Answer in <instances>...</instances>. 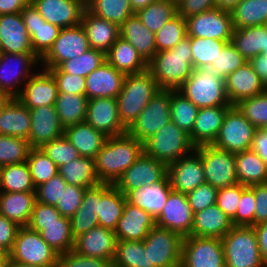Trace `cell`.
Returning <instances> with one entry per match:
<instances>
[{
  "mask_svg": "<svg viewBox=\"0 0 267 267\" xmlns=\"http://www.w3.org/2000/svg\"><path fill=\"white\" fill-rule=\"evenodd\" d=\"M112 264L116 267H149L143 241L118 240Z\"/></svg>",
  "mask_w": 267,
  "mask_h": 267,
  "instance_id": "50",
  "label": "cell"
},
{
  "mask_svg": "<svg viewBox=\"0 0 267 267\" xmlns=\"http://www.w3.org/2000/svg\"><path fill=\"white\" fill-rule=\"evenodd\" d=\"M125 74L117 71L111 64L105 61L100 67L92 71L86 81V97L115 98L122 90Z\"/></svg>",
  "mask_w": 267,
  "mask_h": 267,
  "instance_id": "27",
  "label": "cell"
},
{
  "mask_svg": "<svg viewBox=\"0 0 267 267\" xmlns=\"http://www.w3.org/2000/svg\"><path fill=\"white\" fill-rule=\"evenodd\" d=\"M250 150L257 153L259 157L267 164V130L257 128Z\"/></svg>",
  "mask_w": 267,
  "mask_h": 267,
  "instance_id": "70",
  "label": "cell"
},
{
  "mask_svg": "<svg viewBox=\"0 0 267 267\" xmlns=\"http://www.w3.org/2000/svg\"><path fill=\"white\" fill-rule=\"evenodd\" d=\"M190 136L172 120L143 142V153L169 165L195 150Z\"/></svg>",
  "mask_w": 267,
  "mask_h": 267,
  "instance_id": "6",
  "label": "cell"
},
{
  "mask_svg": "<svg viewBox=\"0 0 267 267\" xmlns=\"http://www.w3.org/2000/svg\"><path fill=\"white\" fill-rule=\"evenodd\" d=\"M231 43L249 62L267 50V25L234 29Z\"/></svg>",
  "mask_w": 267,
  "mask_h": 267,
  "instance_id": "40",
  "label": "cell"
},
{
  "mask_svg": "<svg viewBox=\"0 0 267 267\" xmlns=\"http://www.w3.org/2000/svg\"><path fill=\"white\" fill-rule=\"evenodd\" d=\"M90 48L106 54L120 37L119 26L84 10L81 20Z\"/></svg>",
  "mask_w": 267,
  "mask_h": 267,
  "instance_id": "31",
  "label": "cell"
},
{
  "mask_svg": "<svg viewBox=\"0 0 267 267\" xmlns=\"http://www.w3.org/2000/svg\"><path fill=\"white\" fill-rule=\"evenodd\" d=\"M256 130L257 128L233 105L227 111L212 145L234 154L250 150Z\"/></svg>",
  "mask_w": 267,
  "mask_h": 267,
  "instance_id": "9",
  "label": "cell"
},
{
  "mask_svg": "<svg viewBox=\"0 0 267 267\" xmlns=\"http://www.w3.org/2000/svg\"><path fill=\"white\" fill-rule=\"evenodd\" d=\"M190 36L171 50L157 52L148 64V70L159 89L178 90L193 71Z\"/></svg>",
  "mask_w": 267,
  "mask_h": 267,
  "instance_id": "2",
  "label": "cell"
},
{
  "mask_svg": "<svg viewBox=\"0 0 267 267\" xmlns=\"http://www.w3.org/2000/svg\"><path fill=\"white\" fill-rule=\"evenodd\" d=\"M253 227L257 236L261 257L267 265V220Z\"/></svg>",
  "mask_w": 267,
  "mask_h": 267,
  "instance_id": "72",
  "label": "cell"
},
{
  "mask_svg": "<svg viewBox=\"0 0 267 267\" xmlns=\"http://www.w3.org/2000/svg\"><path fill=\"white\" fill-rule=\"evenodd\" d=\"M135 14L144 26L156 34L177 14L176 0H156Z\"/></svg>",
  "mask_w": 267,
  "mask_h": 267,
  "instance_id": "47",
  "label": "cell"
},
{
  "mask_svg": "<svg viewBox=\"0 0 267 267\" xmlns=\"http://www.w3.org/2000/svg\"><path fill=\"white\" fill-rule=\"evenodd\" d=\"M87 104L86 95L58 93L55 108L64 129L85 122Z\"/></svg>",
  "mask_w": 267,
  "mask_h": 267,
  "instance_id": "43",
  "label": "cell"
},
{
  "mask_svg": "<svg viewBox=\"0 0 267 267\" xmlns=\"http://www.w3.org/2000/svg\"><path fill=\"white\" fill-rule=\"evenodd\" d=\"M101 200V183L95 187L87 188L83 196L80 208L97 212L98 201Z\"/></svg>",
  "mask_w": 267,
  "mask_h": 267,
  "instance_id": "71",
  "label": "cell"
},
{
  "mask_svg": "<svg viewBox=\"0 0 267 267\" xmlns=\"http://www.w3.org/2000/svg\"><path fill=\"white\" fill-rule=\"evenodd\" d=\"M20 226L0 214V249L11 251Z\"/></svg>",
  "mask_w": 267,
  "mask_h": 267,
  "instance_id": "68",
  "label": "cell"
},
{
  "mask_svg": "<svg viewBox=\"0 0 267 267\" xmlns=\"http://www.w3.org/2000/svg\"><path fill=\"white\" fill-rule=\"evenodd\" d=\"M195 151L202 158L206 183L217 189L238 183L234 153L213 145L198 146Z\"/></svg>",
  "mask_w": 267,
  "mask_h": 267,
  "instance_id": "10",
  "label": "cell"
},
{
  "mask_svg": "<svg viewBox=\"0 0 267 267\" xmlns=\"http://www.w3.org/2000/svg\"><path fill=\"white\" fill-rule=\"evenodd\" d=\"M241 198V184L236 183L217 191L216 204L231 219L236 215Z\"/></svg>",
  "mask_w": 267,
  "mask_h": 267,
  "instance_id": "62",
  "label": "cell"
},
{
  "mask_svg": "<svg viewBox=\"0 0 267 267\" xmlns=\"http://www.w3.org/2000/svg\"><path fill=\"white\" fill-rule=\"evenodd\" d=\"M9 261V253L0 249V267H8Z\"/></svg>",
  "mask_w": 267,
  "mask_h": 267,
  "instance_id": "77",
  "label": "cell"
},
{
  "mask_svg": "<svg viewBox=\"0 0 267 267\" xmlns=\"http://www.w3.org/2000/svg\"><path fill=\"white\" fill-rule=\"evenodd\" d=\"M221 242L225 267H267L253 226H233Z\"/></svg>",
  "mask_w": 267,
  "mask_h": 267,
  "instance_id": "5",
  "label": "cell"
},
{
  "mask_svg": "<svg viewBox=\"0 0 267 267\" xmlns=\"http://www.w3.org/2000/svg\"><path fill=\"white\" fill-rule=\"evenodd\" d=\"M168 177L172 190L188 194L206 183L202 158L195 150L180 157L168 165Z\"/></svg>",
  "mask_w": 267,
  "mask_h": 267,
  "instance_id": "18",
  "label": "cell"
},
{
  "mask_svg": "<svg viewBox=\"0 0 267 267\" xmlns=\"http://www.w3.org/2000/svg\"><path fill=\"white\" fill-rule=\"evenodd\" d=\"M159 90L156 80L148 69L125 76L122 90L116 100L120 121L127 130Z\"/></svg>",
  "mask_w": 267,
  "mask_h": 267,
  "instance_id": "3",
  "label": "cell"
},
{
  "mask_svg": "<svg viewBox=\"0 0 267 267\" xmlns=\"http://www.w3.org/2000/svg\"><path fill=\"white\" fill-rule=\"evenodd\" d=\"M232 227L231 218L214 204L194 213L191 235L222 239Z\"/></svg>",
  "mask_w": 267,
  "mask_h": 267,
  "instance_id": "32",
  "label": "cell"
},
{
  "mask_svg": "<svg viewBox=\"0 0 267 267\" xmlns=\"http://www.w3.org/2000/svg\"><path fill=\"white\" fill-rule=\"evenodd\" d=\"M0 53L34 54L20 13L0 15Z\"/></svg>",
  "mask_w": 267,
  "mask_h": 267,
  "instance_id": "25",
  "label": "cell"
},
{
  "mask_svg": "<svg viewBox=\"0 0 267 267\" xmlns=\"http://www.w3.org/2000/svg\"><path fill=\"white\" fill-rule=\"evenodd\" d=\"M119 32L120 37L130 42L148 65L157 53L155 34L143 25L136 14L130 16L119 27Z\"/></svg>",
  "mask_w": 267,
  "mask_h": 267,
  "instance_id": "33",
  "label": "cell"
},
{
  "mask_svg": "<svg viewBox=\"0 0 267 267\" xmlns=\"http://www.w3.org/2000/svg\"><path fill=\"white\" fill-rule=\"evenodd\" d=\"M177 13L184 19L216 8L215 0H176Z\"/></svg>",
  "mask_w": 267,
  "mask_h": 267,
  "instance_id": "66",
  "label": "cell"
},
{
  "mask_svg": "<svg viewBox=\"0 0 267 267\" xmlns=\"http://www.w3.org/2000/svg\"><path fill=\"white\" fill-rule=\"evenodd\" d=\"M117 242V236L113 230L97 226L74 239L73 251L83 256L113 262Z\"/></svg>",
  "mask_w": 267,
  "mask_h": 267,
  "instance_id": "23",
  "label": "cell"
},
{
  "mask_svg": "<svg viewBox=\"0 0 267 267\" xmlns=\"http://www.w3.org/2000/svg\"><path fill=\"white\" fill-rule=\"evenodd\" d=\"M8 267H38V266L24 264V263L15 262V261H9Z\"/></svg>",
  "mask_w": 267,
  "mask_h": 267,
  "instance_id": "79",
  "label": "cell"
},
{
  "mask_svg": "<svg viewBox=\"0 0 267 267\" xmlns=\"http://www.w3.org/2000/svg\"><path fill=\"white\" fill-rule=\"evenodd\" d=\"M31 115L17 98H11L0 110V135L29 138Z\"/></svg>",
  "mask_w": 267,
  "mask_h": 267,
  "instance_id": "36",
  "label": "cell"
},
{
  "mask_svg": "<svg viewBox=\"0 0 267 267\" xmlns=\"http://www.w3.org/2000/svg\"><path fill=\"white\" fill-rule=\"evenodd\" d=\"M247 62L248 61L236 50L234 45L228 42L209 68L218 77L226 80L229 74L235 72Z\"/></svg>",
  "mask_w": 267,
  "mask_h": 267,
  "instance_id": "56",
  "label": "cell"
},
{
  "mask_svg": "<svg viewBox=\"0 0 267 267\" xmlns=\"http://www.w3.org/2000/svg\"><path fill=\"white\" fill-rule=\"evenodd\" d=\"M106 61L102 51L90 48L80 56L60 63L56 68H50L49 72H64L71 75L87 77Z\"/></svg>",
  "mask_w": 267,
  "mask_h": 267,
  "instance_id": "48",
  "label": "cell"
},
{
  "mask_svg": "<svg viewBox=\"0 0 267 267\" xmlns=\"http://www.w3.org/2000/svg\"><path fill=\"white\" fill-rule=\"evenodd\" d=\"M156 0H129L131 8L134 13L138 10L147 7L149 4L153 3Z\"/></svg>",
  "mask_w": 267,
  "mask_h": 267,
  "instance_id": "76",
  "label": "cell"
},
{
  "mask_svg": "<svg viewBox=\"0 0 267 267\" xmlns=\"http://www.w3.org/2000/svg\"><path fill=\"white\" fill-rule=\"evenodd\" d=\"M230 13L234 29L267 25V0H242Z\"/></svg>",
  "mask_w": 267,
  "mask_h": 267,
  "instance_id": "44",
  "label": "cell"
},
{
  "mask_svg": "<svg viewBox=\"0 0 267 267\" xmlns=\"http://www.w3.org/2000/svg\"><path fill=\"white\" fill-rule=\"evenodd\" d=\"M184 237L155 226L143 240L148 250L149 267H180Z\"/></svg>",
  "mask_w": 267,
  "mask_h": 267,
  "instance_id": "8",
  "label": "cell"
},
{
  "mask_svg": "<svg viewBox=\"0 0 267 267\" xmlns=\"http://www.w3.org/2000/svg\"><path fill=\"white\" fill-rule=\"evenodd\" d=\"M105 58L117 71L125 75L141 73L148 69L135 47L121 37L111 46Z\"/></svg>",
  "mask_w": 267,
  "mask_h": 267,
  "instance_id": "38",
  "label": "cell"
},
{
  "mask_svg": "<svg viewBox=\"0 0 267 267\" xmlns=\"http://www.w3.org/2000/svg\"><path fill=\"white\" fill-rule=\"evenodd\" d=\"M57 84L58 93L86 95L85 77L64 72H50Z\"/></svg>",
  "mask_w": 267,
  "mask_h": 267,
  "instance_id": "64",
  "label": "cell"
},
{
  "mask_svg": "<svg viewBox=\"0 0 267 267\" xmlns=\"http://www.w3.org/2000/svg\"><path fill=\"white\" fill-rule=\"evenodd\" d=\"M242 0H215L216 8L232 11Z\"/></svg>",
  "mask_w": 267,
  "mask_h": 267,
  "instance_id": "75",
  "label": "cell"
},
{
  "mask_svg": "<svg viewBox=\"0 0 267 267\" xmlns=\"http://www.w3.org/2000/svg\"><path fill=\"white\" fill-rule=\"evenodd\" d=\"M61 213L56 206L42 204L36 201L29 224H51L56 223L61 218Z\"/></svg>",
  "mask_w": 267,
  "mask_h": 267,
  "instance_id": "67",
  "label": "cell"
},
{
  "mask_svg": "<svg viewBox=\"0 0 267 267\" xmlns=\"http://www.w3.org/2000/svg\"><path fill=\"white\" fill-rule=\"evenodd\" d=\"M10 99L11 97L7 93L0 90V110L9 102Z\"/></svg>",
  "mask_w": 267,
  "mask_h": 267,
  "instance_id": "78",
  "label": "cell"
},
{
  "mask_svg": "<svg viewBox=\"0 0 267 267\" xmlns=\"http://www.w3.org/2000/svg\"><path fill=\"white\" fill-rule=\"evenodd\" d=\"M232 106H213L199 108L194 128L189 135L195 147L212 145L223 124L227 111Z\"/></svg>",
  "mask_w": 267,
  "mask_h": 267,
  "instance_id": "29",
  "label": "cell"
},
{
  "mask_svg": "<svg viewBox=\"0 0 267 267\" xmlns=\"http://www.w3.org/2000/svg\"><path fill=\"white\" fill-rule=\"evenodd\" d=\"M238 183L252 186L267 183V164L251 150L235 154Z\"/></svg>",
  "mask_w": 267,
  "mask_h": 267,
  "instance_id": "42",
  "label": "cell"
},
{
  "mask_svg": "<svg viewBox=\"0 0 267 267\" xmlns=\"http://www.w3.org/2000/svg\"><path fill=\"white\" fill-rule=\"evenodd\" d=\"M20 14L31 37L33 52L41 60L53 47L60 28L45 21L31 2Z\"/></svg>",
  "mask_w": 267,
  "mask_h": 267,
  "instance_id": "21",
  "label": "cell"
},
{
  "mask_svg": "<svg viewBox=\"0 0 267 267\" xmlns=\"http://www.w3.org/2000/svg\"><path fill=\"white\" fill-rule=\"evenodd\" d=\"M142 153L143 143L128 132L107 137L94 158L95 172L100 183L115 184Z\"/></svg>",
  "mask_w": 267,
  "mask_h": 267,
  "instance_id": "1",
  "label": "cell"
},
{
  "mask_svg": "<svg viewBox=\"0 0 267 267\" xmlns=\"http://www.w3.org/2000/svg\"><path fill=\"white\" fill-rule=\"evenodd\" d=\"M36 191L27 162L0 167V192Z\"/></svg>",
  "mask_w": 267,
  "mask_h": 267,
  "instance_id": "45",
  "label": "cell"
},
{
  "mask_svg": "<svg viewBox=\"0 0 267 267\" xmlns=\"http://www.w3.org/2000/svg\"><path fill=\"white\" fill-rule=\"evenodd\" d=\"M126 201V195L114 184L101 183V200L95 212L99 226L115 231Z\"/></svg>",
  "mask_w": 267,
  "mask_h": 267,
  "instance_id": "34",
  "label": "cell"
},
{
  "mask_svg": "<svg viewBox=\"0 0 267 267\" xmlns=\"http://www.w3.org/2000/svg\"><path fill=\"white\" fill-rule=\"evenodd\" d=\"M110 260L83 256L73 250L59 254L56 267H110Z\"/></svg>",
  "mask_w": 267,
  "mask_h": 267,
  "instance_id": "63",
  "label": "cell"
},
{
  "mask_svg": "<svg viewBox=\"0 0 267 267\" xmlns=\"http://www.w3.org/2000/svg\"><path fill=\"white\" fill-rule=\"evenodd\" d=\"M235 106L256 128L267 125V89L260 95L240 100Z\"/></svg>",
  "mask_w": 267,
  "mask_h": 267,
  "instance_id": "55",
  "label": "cell"
},
{
  "mask_svg": "<svg viewBox=\"0 0 267 267\" xmlns=\"http://www.w3.org/2000/svg\"><path fill=\"white\" fill-rule=\"evenodd\" d=\"M58 88L53 75L42 68L34 73L22 87L17 99L28 109L41 106H55Z\"/></svg>",
  "mask_w": 267,
  "mask_h": 267,
  "instance_id": "22",
  "label": "cell"
},
{
  "mask_svg": "<svg viewBox=\"0 0 267 267\" xmlns=\"http://www.w3.org/2000/svg\"><path fill=\"white\" fill-rule=\"evenodd\" d=\"M193 217L194 213L186 194L171 190L162 212L156 219V226L186 237L191 235Z\"/></svg>",
  "mask_w": 267,
  "mask_h": 267,
  "instance_id": "17",
  "label": "cell"
},
{
  "mask_svg": "<svg viewBox=\"0 0 267 267\" xmlns=\"http://www.w3.org/2000/svg\"><path fill=\"white\" fill-rule=\"evenodd\" d=\"M70 220L74 239L88 232L90 229L99 226L96 213L90 209L79 208Z\"/></svg>",
  "mask_w": 267,
  "mask_h": 267,
  "instance_id": "65",
  "label": "cell"
},
{
  "mask_svg": "<svg viewBox=\"0 0 267 267\" xmlns=\"http://www.w3.org/2000/svg\"><path fill=\"white\" fill-rule=\"evenodd\" d=\"M155 226L156 219L150 213L126 201L114 232L117 240L143 241Z\"/></svg>",
  "mask_w": 267,
  "mask_h": 267,
  "instance_id": "26",
  "label": "cell"
},
{
  "mask_svg": "<svg viewBox=\"0 0 267 267\" xmlns=\"http://www.w3.org/2000/svg\"><path fill=\"white\" fill-rule=\"evenodd\" d=\"M42 18L60 29L81 24L86 0H31Z\"/></svg>",
  "mask_w": 267,
  "mask_h": 267,
  "instance_id": "19",
  "label": "cell"
},
{
  "mask_svg": "<svg viewBox=\"0 0 267 267\" xmlns=\"http://www.w3.org/2000/svg\"><path fill=\"white\" fill-rule=\"evenodd\" d=\"M168 175V165L142 153L114 184L127 195L143 185H151Z\"/></svg>",
  "mask_w": 267,
  "mask_h": 267,
  "instance_id": "16",
  "label": "cell"
},
{
  "mask_svg": "<svg viewBox=\"0 0 267 267\" xmlns=\"http://www.w3.org/2000/svg\"><path fill=\"white\" fill-rule=\"evenodd\" d=\"M31 0H0V15L20 13Z\"/></svg>",
  "mask_w": 267,
  "mask_h": 267,
  "instance_id": "74",
  "label": "cell"
},
{
  "mask_svg": "<svg viewBox=\"0 0 267 267\" xmlns=\"http://www.w3.org/2000/svg\"><path fill=\"white\" fill-rule=\"evenodd\" d=\"M185 21L187 36L231 42L234 27L229 11L213 8L190 16Z\"/></svg>",
  "mask_w": 267,
  "mask_h": 267,
  "instance_id": "14",
  "label": "cell"
},
{
  "mask_svg": "<svg viewBox=\"0 0 267 267\" xmlns=\"http://www.w3.org/2000/svg\"><path fill=\"white\" fill-rule=\"evenodd\" d=\"M26 162L35 188L47 182L58 173L56 164L41 148H31Z\"/></svg>",
  "mask_w": 267,
  "mask_h": 267,
  "instance_id": "52",
  "label": "cell"
},
{
  "mask_svg": "<svg viewBox=\"0 0 267 267\" xmlns=\"http://www.w3.org/2000/svg\"><path fill=\"white\" fill-rule=\"evenodd\" d=\"M40 62L35 54L0 53V90L11 98H17L24 86L22 83L25 84L34 74L32 69Z\"/></svg>",
  "mask_w": 267,
  "mask_h": 267,
  "instance_id": "12",
  "label": "cell"
},
{
  "mask_svg": "<svg viewBox=\"0 0 267 267\" xmlns=\"http://www.w3.org/2000/svg\"><path fill=\"white\" fill-rule=\"evenodd\" d=\"M185 37H187L186 21L177 13L156 32V51L171 50Z\"/></svg>",
  "mask_w": 267,
  "mask_h": 267,
  "instance_id": "54",
  "label": "cell"
},
{
  "mask_svg": "<svg viewBox=\"0 0 267 267\" xmlns=\"http://www.w3.org/2000/svg\"><path fill=\"white\" fill-rule=\"evenodd\" d=\"M85 122L106 137L127 133L119 118L115 98H93L88 100Z\"/></svg>",
  "mask_w": 267,
  "mask_h": 267,
  "instance_id": "20",
  "label": "cell"
},
{
  "mask_svg": "<svg viewBox=\"0 0 267 267\" xmlns=\"http://www.w3.org/2000/svg\"><path fill=\"white\" fill-rule=\"evenodd\" d=\"M90 49L86 32L81 24L60 29L53 47L41 59L43 69L56 68L60 63L74 59Z\"/></svg>",
  "mask_w": 267,
  "mask_h": 267,
  "instance_id": "15",
  "label": "cell"
},
{
  "mask_svg": "<svg viewBox=\"0 0 267 267\" xmlns=\"http://www.w3.org/2000/svg\"><path fill=\"white\" fill-rule=\"evenodd\" d=\"M180 267H225L221 238L184 237Z\"/></svg>",
  "mask_w": 267,
  "mask_h": 267,
  "instance_id": "13",
  "label": "cell"
},
{
  "mask_svg": "<svg viewBox=\"0 0 267 267\" xmlns=\"http://www.w3.org/2000/svg\"><path fill=\"white\" fill-rule=\"evenodd\" d=\"M226 94L231 105L263 93L267 88L255 73L250 62L229 74L225 80Z\"/></svg>",
  "mask_w": 267,
  "mask_h": 267,
  "instance_id": "28",
  "label": "cell"
},
{
  "mask_svg": "<svg viewBox=\"0 0 267 267\" xmlns=\"http://www.w3.org/2000/svg\"><path fill=\"white\" fill-rule=\"evenodd\" d=\"M171 120L188 135L192 133L199 108L178 90H170Z\"/></svg>",
  "mask_w": 267,
  "mask_h": 267,
  "instance_id": "49",
  "label": "cell"
},
{
  "mask_svg": "<svg viewBox=\"0 0 267 267\" xmlns=\"http://www.w3.org/2000/svg\"><path fill=\"white\" fill-rule=\"evenodd\" d=\"M255 197L254 225L267 220V183L249 186Z\"/></svg>",
  "mask_w": 267,
  "mask_h": 267,
  "instance_id": "69",
  "label": "cell"
},
{
  "mask_svg": "<svg viewBox=\"0 0 267 267\" xmlns=\"http://www.w3.org/2000/svg\"><path fill=\"white\" fill-rule=\"evenodd\" d=\"M217 191L211 184L204 183L186 194L192 212L196 213L216 204Z\"/></svg>",
  "mask_w": 267,
  "mask_h": 267,
  "instance_id": "61",
  "label": "cell"
},
{
  "mask_svg": "<svg viewBox=\"0 0 267 267\" xmlns=\"http://www.w3.org/2000/svg\"><path fill=\"white\" fill-rule=\"evenodd\" d=\"M66 185L67 183L57 173L54 177L36 188L37 201L42 204L56 206L58 200L61 199L63 189L66 188Z\"/></svg>",
  "mask_w": 267,
  "mask_h": 267,
  "instance_id": "60",
  "label": "cell"
},
{
  "mask_svg": "<svg viewBox=\"0 0 267 267\" xmlns=\"http://www.w3.org/2000/svg\"><path fill=\"white\" fill-rule=\"evenodd\" d=\"M178 91L196 107L233 106L226 94L225 80L208 68L193 69Z\"/></svg>",
  "mask_w": 267,
  "mask_h": 267,
  "instance_id": "4",
  "label": "cell"
},
{
  "mask_svg": "<svg viewBox=\"0 0 267 267\" xmlns=\"http://www.w3.org/2000/svg\"><path fill=\"white\" fill-rule=\"evenodd\" d=\"M29 111L31 129L28 141L31 148H41L45 143L64 135L55 106H41Z\"/></svg>",
  "mask_w": 267,
  "mask_h": 267,
  "instance_id": "24",
  "label": "cell"
},
{
  "mask_svg": "<svg viewBox=\"0 0 267 267\" xmlns=\"http://www.w3.org/2000/svg\"><path fill=\"white\" fill-rule=\"evenodd\" d=\"M193 68H208L224 48L226 41L190 37Z\"/></svg>",
  "mask_w": 267,
  "mask_h": 267,
  "instance_id": "51",
  "label": "cell"
},
{
  "mask_svg": "<svg viewBox=\"0 0 267 267\" xmlns=\"http://www.w3.org/2000/svg\"><path fill=\"white\" fill-rule=\"evenodd\" d=\"M36 201V191L0 192V214L20 227L27 226Z\"/></svg>",
  "mask_w": 267,
  "mask_h": 267,
  "instance_id": "35",
  "label": "cell"
},
{
  "mask_svg": "<svg viewBox=\"0 0 267 267\" xmlns=\"http://www.w3.org/2000/svg\"><path fill=\"white\" fill-rule=\"evenodd\" d=\"M64 135L78 150L80 156L95 158L107 137L86 122L64 129Z\"/></svg>",
  "mask_w": 267,
  "mask_h": 267,
  "instance_id": "37",
  "label": "cell"
},
{
  "mask_svg": "<svg viewBox=\"0 0 267 267\" xmlns=\"http://www.w3.org/2000/svg\"><path fill=\"white\" fill-rule=\"evenodd\" d=\"M41 149L57 167L80 157L78 150L70 143L65 135L45 143Z\"/></svg>",
  "mask_w": 267,
  "mask_h": 267,
  "instance_id": "57",
  "label": "cell"
},
{
  "mask_svg": "<svg viewBox=\"0 0 267 267\" xmlns=\"http://www.w3.org/2000/svg\"><path fill=\"white\" fill-rule=\"evenodd\" d=\"M58 173L68 185L92 188L100 184L95 172L94 159L80 156L58 167Z\"/></svg>",
  "mask_w": 267,
  "mask_h": 267,
  "instance_id": "41",
  "label": "cell"
},
{
  "mask_svg": "<svg viewBox=\"0 0 267 267\" xmlns=\"http://www.w3.org/2000/svg\"><path fill=\"white\" fill-rule=\"evenodd\" d=\"M30 150L27 139L0 135V167L27 161Z\"/></svg>",
  "mask_w": 267,
  "mask_h": 267,
  "instance_id": "53",
  "label": "cell"
},
{
  "mask_svg": "<svg viewBox=\"0 0 267 267\" xmlns=\"http://www.w3.org/2000/svg\"><path fill=\"white\" fill-rule=\"evenodd\" d=\"M9 256L10 261L38 267H56L59 253L42 239L40 233L23 226L17 233Z\"/></svg>",
  "mask_w": 267,
  "mask_h": 267,
  "instance_id": "7",
  "label": "cell"
},
{
  "mask_svg": "<svg viewBox=\"0 0 267 267\" xmlns=\"http://www.w3.org/2000/svg\"><path fill=\"white\" fill-rule=\"evenodd\" d=\"M172 190L168 175L161 181L151 185H143L131 190L127 195V201L133 206L139 207L158 218Z\"/></svg>",
  "mask_w": 267,
  "mask_h": 267,
  "instance_id": "30",
  "label": "cell"
},
{
  "mask_svg": "<svg viewBox=\"0 0 267 267\" xmlns=\"http://www.w3.org/2000/svg\"><path fill=\"white\" fill-rule=\"evenodd\" d=\"M30 229L40 233L42 239L59 254L73 250L74 238L71 231V220L62 216L56 223L28 224Z\"/></svg>",
  "mask_w": 267,
  "mask_h": 267,
  "instance_id": "39",
  "label": "cell"
},
{
  "mask_svg": "<svg viewBox=\"0 0 267 267\" xmlns=\"http://www.w3.org/2000/svg\"><path fill=\"white\" fill-rule=\"evenodd\" d=\"M169 121H171L170 90L160 89L127 132L143 143Z\"/></svg>",
  "mask_w": 267,
  "mask_h": 267,
  "instance_id": "11",
  "label": "cell"
},
{
  "mask_svg": "<svg viewBox=\"0 0 267 267\" xmlns=\"http://www.w3.org/2000/svg\"><path fill=\"white\" fill-rule=\"evenodd\" d=\"M86 189L76 185H66L56 205L62 216L71 218L75 214L81 206Z\"/></svg>",
  "mask_w": 267,
  "mask_h": 267,
  "instance_id": "59",
  "label": "cell"
},
{
  "mask_svg": "<svg viewBox=\"0 0 267 267\" xmlns=\"http://www.w3.org/2000/svg\"><path fill=\"white\" fill-rule=\"evenodd\" d=\"M86 9L119 27L135 14L129 0H86Z\"/></svg>",
  "mask_w": 267,
  "mask_h": 267,
  "instance_id": "46",
  "label": "cell"
},
{
  "mask_svg": "<svg viewBox=\"0 0 267 267\" xmlns=\"http://www.w3.org/2000/svg\"><path fill=\"white\" fill-rule=\"evenodd\" d=\"M249 62L255 70V73L267 88V50Z\"/></svg>",
  "mask_w": 267,
  "mask_h": 267,
  "instance_id": "73",
  "label": "cell"
},
{
  "mask_svg": "<svg viewBox=\"0 0 267 267\" xmlns=\"http://www.w3.org/2000/svg\"><path fill=\"white\" fill-rule=\"evenodd\" d=\"M254 192L249 186L241 184V198L236 215L231 219L233 226H254L255 213Z\"/></svg>",
  "mask_w": 267,
  "mask_h": 267,
  "instance_id": "58",
  "label": "cell"
}]
</instances>
